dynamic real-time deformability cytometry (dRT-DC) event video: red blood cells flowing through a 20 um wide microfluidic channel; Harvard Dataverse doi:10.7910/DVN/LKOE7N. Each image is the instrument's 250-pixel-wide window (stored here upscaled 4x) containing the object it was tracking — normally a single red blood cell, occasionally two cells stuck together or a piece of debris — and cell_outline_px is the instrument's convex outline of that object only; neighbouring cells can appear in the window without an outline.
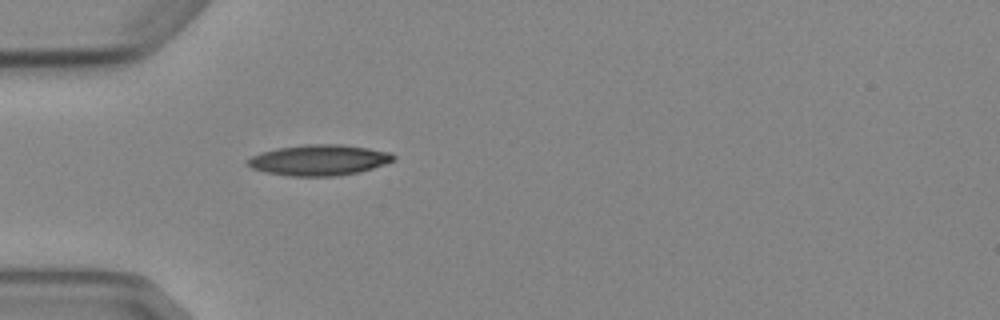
{"species": "Egyptian fruit bat (a non-hibernating species)", "species_latin": "Rousettus aegyptiacus", "temperature_condition": "cold", "stored_images_in_passage": 1, "camera_frame_rate_fps": 3000, "um_per_image_px": 0.085, "animal": {"sex": "female"}, "frame": {"image": 1, "passage_image": 1, "time_ms": 0.0, "image_size_px": [1000, 320], "cell_outline_px": [[396, 156], [392, 160], [384, 164], [372, 168], [356, 172], [336, 176], [288, 176], [264, 172], [252, 168], [244, 164], [244, 160], [260, 152], [276, 148], [304, 144], [340, 144], [368, 148], [388, 152]], "centroid_in_image_um": [27.02, 13.6], "position_along_channel_um": 58.0, "area_um2": 26.18}}